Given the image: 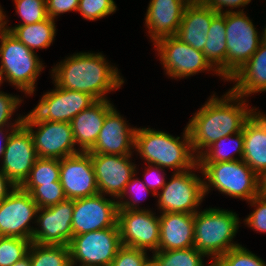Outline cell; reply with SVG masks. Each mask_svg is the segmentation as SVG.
I'll use <instances>...</instances> for the list:
<instances>
[{
    "mask_svg": "<svg viewBox=\"0 0 266 266\" xmlns=\"http://www.w3.org/2000/svg\"><path fill=\"white\" fill-rule=\"evenodd\" d=\"M242 99L230 90L220 99L212 96L195 113L187 125L193 153H198L202 148L207 149L224 136L242 131L245 122L256 110L248 109V104Z\"/></svg>",
    "mask_w": 266,
    "mask_h": 266,
    "instance_id": "obj_1",
    "label": "cell"
},
{
    "mask_svg": "<svg viewBox=\"0 0 266 266\" xmlns=\"http://www.w3.org/2000/svg\"><path fill=\"white\" fill-rule=\"evenodd\" d=\"M101 53H77L52 69L55 86L88 93L96 100H106L105 93L123 83L118 69L108 65Z\"/></svg>",
    "mask_w": 266,
    "mask_h": 266,
    "instance_id": "obj_2",
    "label": "cell"
},
{
    "mask_svg": "<svg viewBox=\"0 0 266 266\" xmlns=\"http://www.w3.org/2000/svg\"><path fill=\"white\" fill-rule=\"evenodd\" d=\"M134 147L147 163L161 168H172L175 172L199 169L198 158L193 154L190 134L186 126L183 141L162 131L150 128H137ZM192 152V153H191Z\"/></svg>",
    "mask_w": 266,
    "mask_h": 266,
    "instance_id": "obj_3",
    "label": "cell"
},
{
    "mask_svg": "<svg viewBox=\"0 0 266 266\" xmlns=\"http://www.w3.org/2000/svg\"><path fill=\"white\" fill-rule=\"evenodd\" d=\"M236 213L216 208L194 214V247L205 256H212L213 263L223 254L240 246L232 243L239 228Z\"/></svg>",
    "mask_w": 266,
    "mask_h": 266,
    "instance_id": "obj_4",
    "label": "cell"
},
{
    "mask_svg": "<svg viewBox=\"0 0 266 266\" xmlns=\"http://www.w3.org/2000/svg\"><path fill=\"white\" fill-rule=\"evenodd\" d=\"M0 79H6L20 91L32 95L36 78L43 69L37 54L26 47L8 30H0ZM5 75V77L3 76Z\"/></svg>",
    "mask_w": 266,
    "mask_h": 266,
    "instance_id": "obj_5",
    "label": "cell"
},
{
    "mask_svg": "<svg viewBox=\"0 0 266 266\" xmlns=\"http://www.w3.org/2000/svg\"><path fill=\"white\" fill-rule=\"evenodd\" d=\"M198 165L210 183L204 180L205 195L212 186L221 193L248 202L258 196V175L243 160Z\"/></svg>",
    "mask_w": 266,
    "mask_h": 266,
    "instance_id": "obj_6",
    "label": "cell"
},
{
    "mask_svg": "<svg viewBox=\"0 0 266 266\" xmlns=\"http://www.w3.org/2000/svg\"><path fill=\"white\" fill-rule=\"evenodd\" d=\"M23 125L32 135L38 158L63 159L80 153L76 145L70 122L41 120L33 111L23 118ZM34 127H39L34 131Z\"/></svg>",
    "mask_w": 266,
    "mask_h": 266,
    "instance_id": "obj_7",
    "label": "cell"
},
{
    "mask_svg": "<svg viewBox=\"0 0 266 266\" xmlns=\"http://www.w3.org/2000/svg\"><path fill=\"white\" fill-rule=\"evenodd\" d=\"M70 262L81 266H110L122 246L119 227L79 234L69 243Z\"/></svg>",
    "mask_w": 266,
    "mask_h": 266,
    "instance_id": "obj_8",
    "label": "cell"
},
{
    "mask_svg": "<svg viewBox=\"0 0 266 266\" xmlns=\"http://www.w3.org/2000/svg\"><path fill=\"white\" fill-rule=\"evenodd\" d=\"M227 80L258 50L262 41L252 21L241 11H225Z\"/></svg>",
    "mask_w": 266,
    "mask_h": 266,
    "instance_id": "obj_9",
    "label": "cell"
},
{
    "mask_svg": "<svg viewBox=\"0 0 266 266\" xmlns=\"http://www.w3.org/2000/svg\"><path fill=\"white\" fill-rule=\"evenodd\" d=\"M191 170L174 172L170 182L162 187V193L156 195H159L158 205L162 213L197 212L196 208L205 196L204 181Z\"/></svg>",
    "mask_w": 266,
    "mask_h": 266,
    "instance_id": "obj_10",
    "label": "cell"
},
{
    "mask_svg": "<svg viewBox=\"0 0 266 266\" xmlns=\"http://www.w3.org/2000/svg\"><path fill=\"white\" fill-rule=\"evenodd\" d=\"M153 44L159 52L166 74L170 77H188L203 70L218 73L206 60L202 51L186 44L176 35L164 37Z\"/></svg>",
    "mask_w": 266,
    "mask_h": 266,
    "instance_id": "obj_11",
    "label": "cell"
},
{
    "mask_svg": "<svg viewBox=\"0 0 266 266\" xmlns=\"http://www.w3.org/2000/svg\"><path fill=\"white\" fill-rule=\"evenodd\" d=\"M117 224L123 246L158 251L160 221L153 212L146 209L118 210Z\"/></svg>",
    "mask_w": 266,
    "mask_h": 266,
    "instance_id": "obj_12",
    "label": "cell"
},
{
    "mask_svg": "<svg viewBox=\"0 0 266 266\" xmlns=\"http://www.w3.org/2000/svg\"><path fill=\"white\" fill-rule=\"evenodd\" d=\"M39 207L30 193L15 187L0 202V236L32 239L34 228L28 225Z\"/></svg>",
    "mask_w": 266,
    "mask_h": 266,
    "instance_id": "obj_13",
    "label": "cell"
},
{
    "mask_svg": "<svg viewBox=\"0 0 266 266\" xmlns=\"http://www.w3.org/2000/svg\"><path fill=\"white\" fill-rule=\"evenodd\" d=\"M118 203L103 194L74 200L73 236L118 226Z\"/></svg>",
    "mask_w": 266,
    "mask_h": 266,
    "instance_id": "obj_14",
    "label": "cell"
},
{
    "mask_svg": "<svg viewBox=\"0 0 266 266\" xmlns=\"http://www.w3.org/2000/svg\"><path fill=\"white\" fill-rule=\"evenodd\" d=\"M74 200L66 199L56 205L39 208L37 220L40 229L34 228L32 242L38 245H66L73 237L72 217Z\"/></svg>",
    "mask_w": 266,
    "mask_h": 266,
    "instance_id": "obj_15",
    "label": "cell"
},
{
    "mask_svg": "<svg viewBox=\"0 0 266 266\" xmlns=\"http://www.w3.org/2000/svg\"><path fill=\"white\" fill-rule=\"evenodd\" d=\"M37 158L32 135L22 124L10 133L6 141L1 170L15 187H20Z\"/></svg>",
    "mask_w": 266,
    "mask_h": 266,
    "instance_id": "obj_16",
    "label": "cell"
},
{
    "mask_svg": "<svg viewBox=\"0 0 266 266\" xmlns=\"http://www.w3.org/2000/svg\"><path fill=\"white\" fill-rule=\"evenodd\" d=\"M67 199L91 197L99 193L95 172L88 152L60 159V178Z\"/></svg>",
    "mask_w": 266,
    "mask_h": 266,
    "instance_id": "obj_17",
    "label": "cell"
},
{
    "mask_svg": "<svg viewBox=\"0 0 266 266\" xmlns=\"http://www.w3.org/2000/svg\"><path fill=\"white\" fill-rule=\"evenodd\" d=\"M97 100L88 93L64 89L56 86L44 94L32 110L41 120L71 122L82 110Z\"/></svg>",
    "mask_w": 266,
    "mask_h": 266,
    "instance_id": "obj_18",
    "label": "cell"
},
{
    "mask_svg": "<svg viewBox=\"0 0 266 266\" xmlns=\"http://www.w3.org/2000/svg\"><path fill=\"white\" fill-rule=\"evenodd\" d=\"M89 154L91 155L99 193H104V196L106 193L119 198L126 184L136 174V166L129 159L132 154Z\"/></svg>",
    "mask_w": 266,
    "mask_h": 266,
    "instance_id": "obj_19",
    "label": "cell"
},
{
    "mask_svg": "<svg viewBox=\"0 0 266 266\" xmlns=\"http://www.w3.org/2000/svg\"><path fill=\"white\" fill-rule=\"evenodd\" d=\"M136 128H130L113 108L105 117L102 129L93 148L88 153L127 155L134 149Z\"/></svg>",
    "mask_w": 266,
    "mask_h": 266,
    "instance_id": "obj_20",
    "label": "cell"
},
{
    "mask_svg": "<svg viewBox=\"0 0 266 266\" xmlns=\"http://www.w3.org/2000/svg\"><path fill=\"white\" fill-rule=\"evenodd\" d=\"M191 0H151L147 9L145 24L150 38L155 43L177 35L186 6Z\"/></svg>",
    "mask_w": 266,
    "mask_h": 266,
    "instance_id": "obj_21",
    "label": "cell"
},
{
    "mask_svg": "<svg viewBox=\"0 0 266 266\" xmlns=\"http://www.w3.org/2000/svg\"><path fill=\"white\" fill-rule=\"evenodd\" d=\"M217 14L201 0H191L185 8L176 36L196 50L203 52L211 21Z\"/></svg>",
    "mask_w": 266,
    "mask_h": 266,
    "instance_id": "obj_22",
    "label": "cell"
},
{
    "mask_svg": "<svg viewBox=\"0 0 266 266\" xmlns=\"http://www.w3.org/2000/svg\"><path fill=\"white\" fill-rule=\"evenodd\" d=\"M158 251L194 247V214L162 213Z\"/></svg>",
    "mask_w": 266,
    "mask_h": 266,
    "instance_id": "obj_23",
    "label": "cell"
},
{
    "mask_svg": "<svg viewBox=\"0 0 266 266\" xmlns=\"http://www.w3.org/2000/svg\"><path fill=\"white\" fill-rule=\"evenodd\" d=\"M113 108L109 100H97L72 119V132L75 143L81 147L80 152H89L93 148L104 119Z\"/></svg>",
    "mask_w": 266,
    "mask_h": 266,
    "instance_id": "obj_24",
    "label": "cell"
},
{
    "mask_svg": "<svg viewBox=\"0 0 266 266\" xmlns=\"http://www.w3.org/2000/svg\"><path fill=\"white\" fill-rule=\"evenodd\" d=\"M243 161L259 176L266 170V114L254 112L243 126Z\"/></svg>",
    "mask_w": 266,
    "mask_h": 266,
    "instance_id": "obj_25",
    "label": "cell"
},
{
    "mask_svg": "<svg viewBox=\"0 0 266 266\" xmlns=\"http://www.w3.org/2000/svg\"><path fill=\"white\" fill-rule=\"evenodd\" d=\"M228 80L237 81L231 91L241 97L266 91V44L261 41L258 50Z\"/></svg>",
    "mask_w": 266,
    "mask_h": 266,
    "instance_id": "obj_26",
    "label": "cell"
},
{
    "mask_svg": "<svg viewBox=\"0 0 266 266\" xmlns=\"http://www.w3.org/2000/svg\"><path fill=\"white\" fill-rule=\"evenodd\" d=\"M225 12L218 13L211 21L204 46V56L218 75L227 80V46Z\"/></svg>",
    "mask_w": 266,
    "mask_h": 266,
    "instance_id": "obj_27",
    "label": "cell"
},
{
    "mask_svg": "<svg viewBox=\"0 0 266 266\" xmlns=\"http://www.w3.org/2000/svg\"><path fill=\"white\" fill-rule=\"evenodd\" d=\"M5 17V14H3V28L8 30L12 35H14V37H16L33 52L35 48H48L54 40L56 33L55 22L54 19H51L50 17L42 22L16 25L12 28L5 25L7 24Z\"/></svg>",
    "mask_w": 266,
    "mask_h": 266,
    "instance_id": "obj_28",
    "label": "cell"
},
{
    "mask_svg": "<svg viewBox=\"0 0 266 266\" xmlns=\"http://www.w3.org/2000/svg\"><path fill=\"white\" fill-rule=\"evenodd\" d=\"M233 134L224 136L211 144L205 151L203 149L198 151L196 154L198 158V163H217V162H228V161H235L238 158H235L233 155L234 153L239 154L240 159H243V149H244V137H243V129L241 132L235 133L234 137ZM233 141L235 144L233 147V152L230 153L228 150L225 149L226 141L228 142ZM226 143V144H225ZM230 153V154H229Z\"/></svg>",
    "mask_w": 266,
    "mask_h": 266,
    "instance_id": "obj_29",
    "label": "cell"
},
{
    "mask_svg": "<svg viewBox=\"0 0 266 266\" xmlns=\"http://www.w3.org/2000/svg\"><path fill=\"white\" fill-rule=\"evenodd\" d=\"M60 178V159L37 158L20 188L30 193L36 186L52 184Z\"/></svg>",
    "mask_w": 266,
    "mask_h": 266,
    "instance_id": "obj_30",
    "label": "cell"
},
{
    "mask_svg": "<svg viewBox=\"0 0 266 266\" xmlns=\"http://www.w3.org/2000/svg\"><path fill=\"white\" fill-rule=\"evenodd\" d=\"M28 254L31 266H69L70 250L66 245L31 243Z\"/></svg>",
    "mask_w": 266,
    "mask_h": 266,
    "instance_id": "obj_31",
    "label": "cell"
},
{
    "mask_svg": "<svg viewBox=\"0 0 266 266\" xmlns=\"http://www.w3.org/2000/svg\"><path fill=\"white\" fill-rule=\"evenodd\" d=\"M203 257L205 255L202 252L192 247L179 250L155 251L152 259L157 266H204Z\"/></svg>",
    "mask_w": 266,
    "mask_h": 266,
    "instance_id": "obj_32",
    "label": "cell"
},
{
    "mask_svg": "<svg viewBox=\"0 0 266 266\" xmlns=\"http://www.w3.org/2000/svg\"><path fill=\"white\" fill-rule=\"evenodd\" d=\"M32 240L0 236V266H11L28 255Z\"/></svg>",
    "mask_w": 266,
    "mask_h": 266,
    "instance_id": "obj_33",
    "label": "cell"
},
{
    "mask_svg": "<svg viewBox=\"0 0 266 266\" xmlns=\"http://www.w3.org/2000/svg\"><path fill=\"white\" fill-rule=\"evenodd\" d=\"M213 264L215 266H266L261 258L241 245L223 254Z\"/></svg>",
    "mask_w": 266,
    "mask_h": 266,
    "instance_id": "obj_34",
    "label": "cell"
},
{
    "mask_svg": "<svg viewBox=\"0 0 266 266\" xmlns=\"http://www.w3.org/2000/svg\"><path fill=\"white\" fill-rule=\"evenodd\" d=\"M16 13L23 21L19 25L34 24L48 18L46 0H14Z\"/></svg>",
    "mask_w": 266,
    "mask_h": 266,
    "instance_id": "obj_35",
    "label": "cell"
},
{
    "mask_svg": "<svg viewBox=\"0 0 266 266\" xmlns=\"http://www.w3.org/2000/svg\"><path fill=\"white\" fill-rule=\"evenodd\" d=\"M30 194L39 208L50 207L67 199L60 181L36 186Z\"/></svg>",
    "mask_w": 266,
    "mask_h": 266,
    "instance_id": "obj_36",
    "label": "cell"
},
{
    "mask_svg": "<svg viewBox=\"0 0 266 266\" xmlns=\"http://www.w3.org/2000/svg\"><path fill=\"white\" fill-rule=\"evenodd\" d=\"M116 8L114 0H79L78 12L93 21L115 12Z\"/></svg>",
    "mask_w": 266,
    "mask_h": 266,
    "instance_id": "obj_37",
    "label": "cell"
},
{
    "mask_svg": "<svg viewBox=\"0 0 266 266\" xmlns=\"http://www.w3.org/2000/svg\"><path fill=\"white\" fill-rule=\"evenodd\" d=\"M146 251L127 246H121L110 266H143L149 259Z\"/></svg>",
    "mask_w": 266,
    "mask_h": 266,
    "instance_id": "obj_38",
    "label": "cell"
},
{
    "mask_svg": "<svg viewBox=\"0 0 266 266\" xmlns=\"http://www.w3.org/2000/svg\"><path fill=\"white\" fill-rule=\"evenodd\" d=\"M251 206L256 207V210L253 211L248 217L244 220L246 224L255 231L261 233L266 232V198L261 196H256L249 201Z\"/></svg>",
    "mask_w": 266,
    "mask_h": 266,
    "instance_id": "obj_39",
    "label": "cell"
},
{
    "mask_svg": "<svg viewBox=\"0 0 266 266\" xmlns=\"http://www.w3.org/2000/svg\"><path fill=\"white\" fill-rule=\"evenodd\" d=\"M128 189H129V193H130V191H131V193L132 192L135 193L134 197L131 196L133 202L131 200L130 201H128V200L127 201H123V200L118 201L117 200L118 208H119L118 210H139L138 207L136 208V206H137L136 203L140 202V201H139V199L136 198V194L138 193L141 195L142 192L143 193L145 192L146 194H148L150 189H148L147 186L145 185V183L142 182L140 179H138V178L134 179L132 177L130 179V181L126 184L124 191L119 198L123 199L126 196V194L128 193V191H127ZM131 193H130V195H133Z\"/></svg>",
    "mask_w": 266,
    "mask_h": 266,
    "instance_id": "obj_40",
    "label": "cell"
},
{
    "mask_svg": "<svg viewBox=\"0 0 266 266\" xmlns=\"http://www.w3.org/2000/svg\"><path fill=\"white\" fill-rule=\"evenodd\" d=\"M21 102L22 100L18 97L0 91V128L9 125L8 121Z\"/></svg>",
    "mask_w": 266,
    "mask_h": 266,
    "instance_id": "obj_41",
    "label": "cell"
},
{
    "mask_svg": "<svg viewBox=\"0 0 266 266\" xmlns=\"http://www.w3.org/2000/svg\"><path fill=\"white\" fill-rule=\"evenodd\" d=\"M79 0H46L47 15L54 19L59 14L78 11Z\"/></svg>",
    "mask_w": 266,
    "mask_h": 266,
    "instance_id": "obj_42",
    "label": "cell"
},
{
    "mask_svg": "<svg viewBox=\"0 0 266 266\" xmlns=\"http://www.w3.org/2000/svg\"><path fill=\"white\" fill-rule=\"evenodd\" d=\"M154 166H155V168H154ZM154 166H153V164H151V165L149 164L148 169H146V174H144V176L146 177L145 180L147 183L145 185L147 186L148 189H150V190L152 189V192H153L152 195L156 196V194L159 193V191L157 192V189H159V188L162 189V187L166 184V181L164 178L165 174L161 175V172L159 174V171L160 170L162 171L163 168H161L157 165H154Z\"/></svg>",
    "mask_w": 266,
    "mask_h": 266,
    "instance_id": "obj_43",
    "label": "cell"
},
{
    "mask_svg": "<svg viewBox=\"0 0 266 266\" xmlns=\"http://www.w3.org/2000/svg\"><path fill=\"white\" fill-rule=\"evenodd\" d=\"M205 5L214 9L217 13H222L223 7H230L231 9L246 6L251 0H201Z\"/></svg>",
    "mask_w": 266,
    "mask_h": 266,
    "instance_id": "obj_44",
    "label": "cell"
},
{
    "mask_svg": "<svg viewBox=\"0 0 266 266\" xmlns=\"http://www.w3.org/2000/svg\"><path fill=\"white\" fill-rule=\"evenodd\" d=\"M7 185L12 188L11 191L7 188ZM14 188V184L4 175L0 169V202L5 199Z\"/></svg>",
    "mask_w": 266,
    "mask_h": 266,
    "instance_id": "obj_45",
    "label": "cell"
},
{
    "mask_svg": "<svg viewBox=\"0 0 266 266\" xmlns=\"http://www.w3.org/2000/svg\"><path fill=\"white\" fill-rule=\"evenodd\" d=\"M23 118L24 117H18V119H17V121H15V123H13L12 125H11V127H12V129H11V131L9 132V134H8V131H7V134L6 135H3V128H0V135H3L4 137L1 139V141L3 140L4 141V143H3V145L1 144L0 145V156H2V158H3V154H4V151H5V147H6V141H7V139H8V137H9V135H10V133L14 130V129H16V128H18L20 125H22L23 124ZM1 143V142H0Z\"/></svg>",
    "mask_w": 266,
    "mask_h": 266,
    "instance_id": "obj_46",
    "label": "cell"
},
{
    "mask_svg": "<svg viewBox=\"0 0 266 266\" xmlns=\"http://www.w3.org/2000/svg\"><path fill=\"white\" fill-rule=\"evenodd\" d=\"M258 195L266 198V170L258 176Z\"/></svg>",
    "mask_w": 266,
    "mask_h": 266,
    "instance_id": "obj_47",
    "label": "cell"
},
{
    "mask_svg": "<svg viewBox=\"0 0 266 266\" xmlns=\"http://www.w3.org/2000/svg\"><path fill=\"white\" fill-rule=\"evenodd\" d=\"M11 266H31V264H30V255L28 254L22 260H19V261L15 262Z\"/></svg>",
    "mask_w": 266,
    "mask_h": 266,
    "instance_id": "obj_48",
    "label": "cell"
},
{
    "mask_svg": "<svg viewBox=\"0 0 266 266\" xmlns=\"http://www.w3.org/2000/svg\"><path fill=\"white\" fill-rule=\"evenodd\" d=\"M143 266H157L153 259H148Z\"/></svg>",
    "mask_w": 266,
    "mask_h": 266,
    "instance_id": "obj_49",
    "label": "cell"
},
{
    "mask_svg": "<svg viewBox=\"0 0 266 266\" xmlns=\"http://www.w3.org/2000/svg\"><path fill=\"white\" fill-rule=\"evenodd\" d=\"M3 10L0 7V30L3 28Z\"/></svg>",
    "mask_w": 266,
    "mask_h": 266,
    "instance_id": "obj_50",
    "label": "cell"
},
{
    "mask_svg": "<svg viewBox=\"0 0 266 266\" xmlns=\"http://www.w3.org/2000/svg\"><path fill=\"white\" fill-rule=\"evenodd\" d=\"M262 42L266 44V27L264 28V32L261 36Z\"/></svg>",
    "mask_w": 266,
    "mask_h": 266,
    "instance_id": "obj_51",
    "label": "cell"
},
{
    "mask_svg": "<svg viewBox=\"0 0 266 266\" xmlns=\"http://www.w3.org/2000/svg\"><path fill=\"white\" fill-rule=\"evenodd\" d=\"M74 265H75V264H74V263H71V262H70V264H69V266H74ZM79 266H81V265H79Z\"/></svg>",
    "mask_w": 266,
    "mask_h": 266,
    "instance_id": "obj_52",
    "label": "cell"
}]
</instances>
